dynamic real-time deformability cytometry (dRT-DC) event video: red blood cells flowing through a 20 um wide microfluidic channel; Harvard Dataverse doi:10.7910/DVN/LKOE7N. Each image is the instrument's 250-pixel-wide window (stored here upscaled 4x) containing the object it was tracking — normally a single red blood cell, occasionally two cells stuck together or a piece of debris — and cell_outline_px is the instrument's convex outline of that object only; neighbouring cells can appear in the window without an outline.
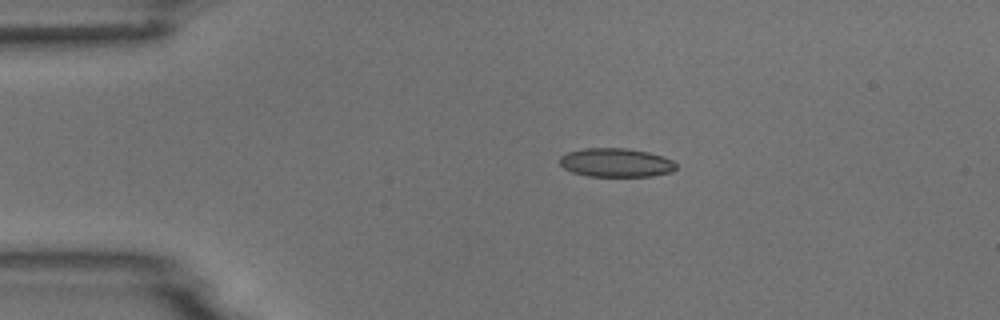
{"species": "common noctule bat (a hibernating species)", "species_latin": "Nyctalus noctula", "temperature_condition": "room temperature", "stored_images_in_passage": 4, "camera_frame_rate_fps": 3000, "um_per_image_px": 0.085, "animal": {"sex": "male", "body_mass_g": 18.8}, "frame": {"image": 1, "passage_image": 1, "time_ms": 0.0, "image_size_px": [1000, 320], "cell_outline_px": [[676, 168], [672, 172], [652, 176], [588, 176], [572, 172], [564, 168], [560, 164], [560, 156], [568, 152], [584, 148], [628, 148], [648, 152], [672, 160], [676, 164]], "centroid_in_image_um": [52.35, 13.82], "position_along_channel_um": 32.7, "area_um2": 19.48}}
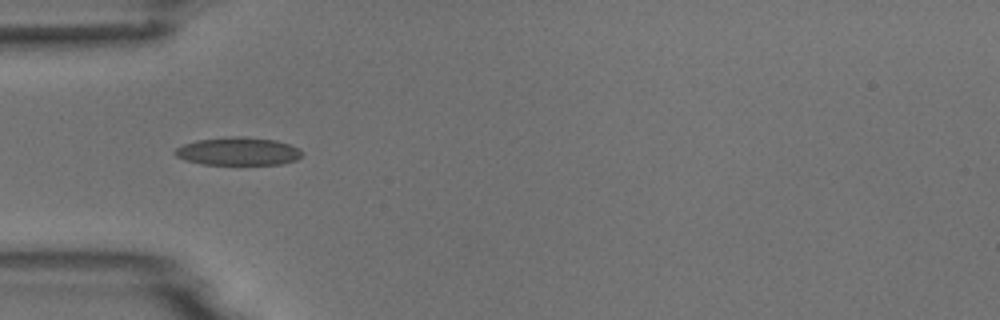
{"frame": {"image": 2, "passage_image": 2, "time_ms": 2.0, "image_size_px": [1000, 320], "cell_outline_px": [[304, 152], [296, 160], [280, 164], [200, 164], [184, 160], [176, 156], [172, 152], [176, 148], [184, 144], [196, 140], [228, 136], [244, 136], [276, 140], [300, 148]], "centroid_in_image_um": [20.22, 12.85], "position_along_channel_um": 64.8, "area_um2": 20.92}}